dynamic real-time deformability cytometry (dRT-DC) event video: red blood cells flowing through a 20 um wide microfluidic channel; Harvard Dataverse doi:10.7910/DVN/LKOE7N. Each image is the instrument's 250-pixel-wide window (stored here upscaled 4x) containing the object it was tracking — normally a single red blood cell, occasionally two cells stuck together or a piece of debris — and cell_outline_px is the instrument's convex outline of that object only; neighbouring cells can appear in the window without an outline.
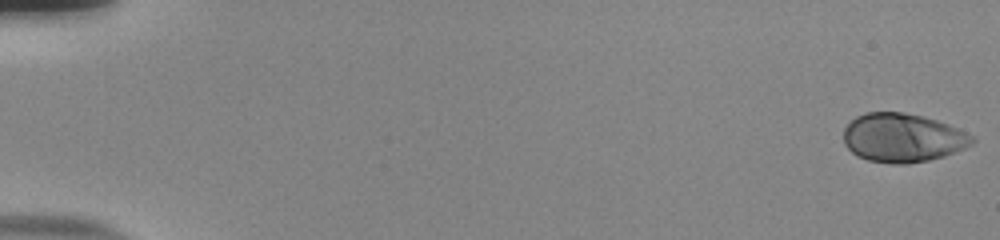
{"species": "human", "species_latin": "Homo sapiens", "temperature_condition": "room temperature", "stored_images_in_passage": 54, "camera_frame_rate_fps": 3000, "um_per_image_px": 0.085, "donor": {"sex": "male"}, "frame": {"image": 1, "passage_image": 1, "time_ms": 0.0, "image_size_px": [1000, 240], "cell_outline_px": [[976, 140], [972, 144], [964, 148], [944, 156], [928, 160], [908, 164], [892, 164], [868, 160], [856, 156], [844, 144], [844, 128], [856, 116], [864, 112], [904, 112], [924, 116], [948, 124], [972, 136]], "centroid_in_image_um": [76.7, 11.71], "position_along_channel_um": 8.3, "area_um2": 36.59}}
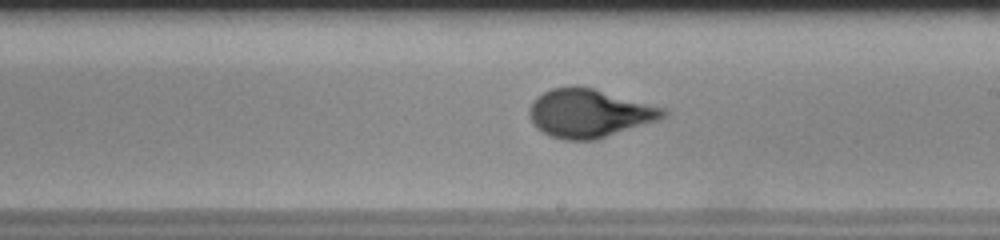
{"frame": {"image": 2, "passage_image": 33, "time_ms": 10.667, "image_size_px": [1000, 240], "cell_outline_px": [[668, 116], [596, 140], [564, 140], [552, 136], [536, 128], [532, 124], [528, 112], [528, 108], [532, 100], [536, 96], [552, 88], [592, 88], [668, 108]], "centroid_in_image_um": [50.09, 9.64], "position_along_channel_um": 238.9, "area_um2": 37.51}}
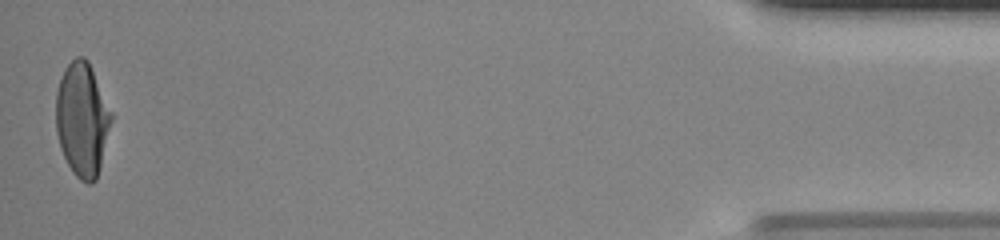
{"frame": {"image": 3, "passage_image": 54, "time_ms": 17.667, "image_size_px": [1000, 240], "cell_outline_px": [[112, 120], [100, 168], [96, 180], [92, 184], [88, 184], [80, 180], [72, 172], [60, 148], [56, 132], [56, 92], [60, 80], [68, 64], [76, 56], [84, 56], [88, 60], [112, 112]], "centroid_in_image_um": [6.99, 10.17], "position_along_channel_um": 428.2, "area_um2": 36.76}, "authors_computed_cell_mechanics": {"area_um2": 36.2117, "velocity_mm_per_s": 3.8505, "shape_relaxation_time_tau1_ms": 6.45, "shape_relaxation_time_tau2_ms": null, "deformation_change_tau1": 0.2503, "deformation_change_tau2": null}}